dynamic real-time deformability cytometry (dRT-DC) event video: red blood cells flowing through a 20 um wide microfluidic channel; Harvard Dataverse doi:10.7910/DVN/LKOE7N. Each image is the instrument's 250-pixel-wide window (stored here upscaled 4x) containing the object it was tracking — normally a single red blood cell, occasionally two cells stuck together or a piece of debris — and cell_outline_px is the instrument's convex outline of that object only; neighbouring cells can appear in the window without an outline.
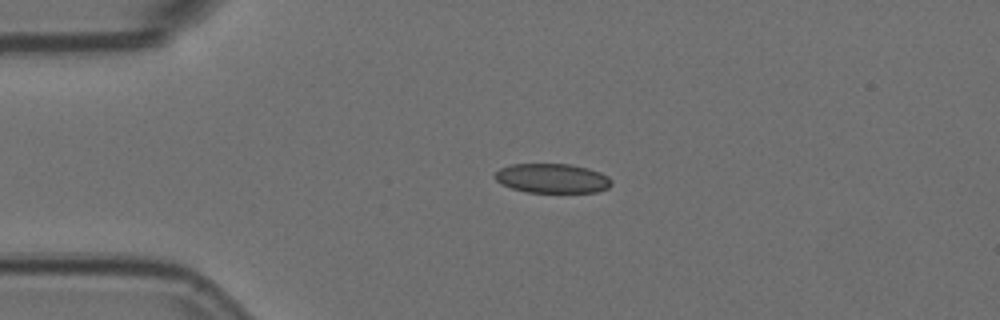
{"species": "Egyptian fruit bat (a non-hibernating species)", "species_latin": "Rousettus aegyptiacus", "temperature_condition": "room temperature", "stored_images_in_passage": 7, "camera_frame_rate_fps": 3000, "um_per_image_px": 0.085, "animal": {"sex": "female"}, "frame": {"image": 1, "passage_image": 1, "time_ms": 0.0, "image_size_px": [1000, 320], "cell_outline_px": [[612, 184], [608, 188], [596, 192], [528, 192], [512, 188], [500, 184], [492, 176], [500, 168], [512, 164], [568, 164], [588, 168], [600, 172], [608, 176], [612, 180]], "centroid_in_image_um": [46.93, 15.15], "position_along_channel_um": 38.1, "area_um2": 20.06}}
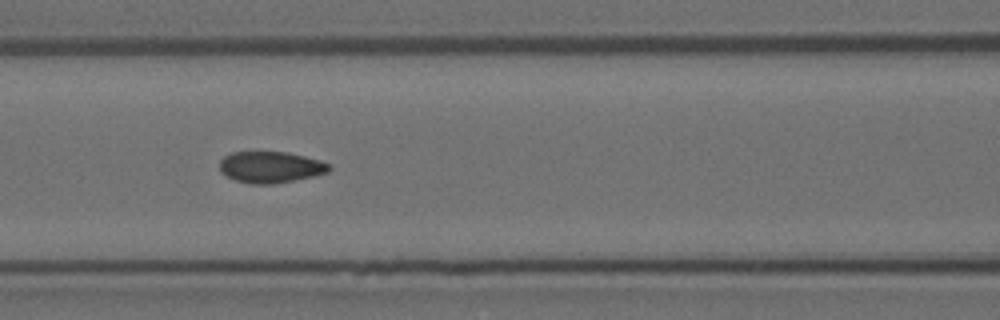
{"frame": {"image": 2, "passage_image": 4, "time_ms": 1.0, "image_size_px": [1000, 320], "cell_outline_px": [[332, 168], [328, 172], [312, 176], [272, 184], [252, 184], [236, 180], [220, 172], [220, 160], [224, 156], [232, 152], [288, 152], [320, 160], [328, 164]], "centroid_in_image_um": [22.98, 14.2], "position_along_channel_um": 143.6, "area_um2": 19.83}}
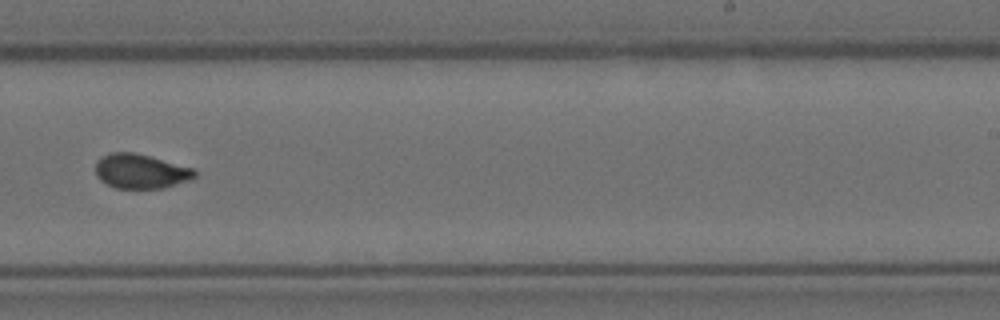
{"frame": {"image": 3, "passage_image": 7, "time_ms": 2.0, "image_size_px": [1000, 320], "cell_outline_px": [[196, 176], [192, 180], [164, 188], [116, 188], [100, 180], [96, 176], [96, 160], [100, 156], [108, 152], [136, 152], [196, 168]], "centroid_in_image_um": [11.99, 14.54], "position_along_channel_um": 277.0, "area_um2": 20.4}}